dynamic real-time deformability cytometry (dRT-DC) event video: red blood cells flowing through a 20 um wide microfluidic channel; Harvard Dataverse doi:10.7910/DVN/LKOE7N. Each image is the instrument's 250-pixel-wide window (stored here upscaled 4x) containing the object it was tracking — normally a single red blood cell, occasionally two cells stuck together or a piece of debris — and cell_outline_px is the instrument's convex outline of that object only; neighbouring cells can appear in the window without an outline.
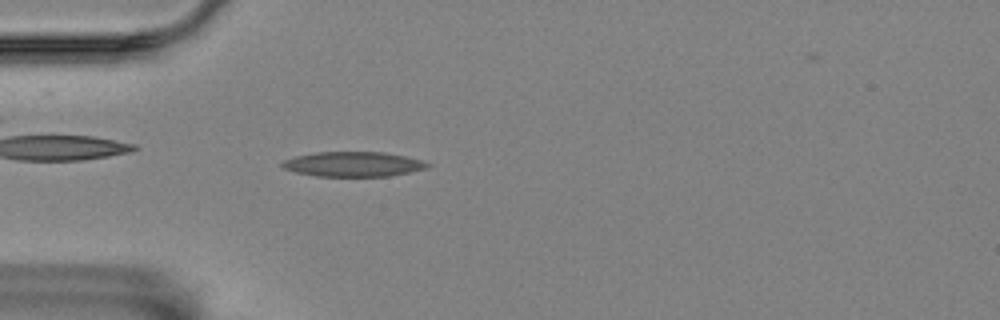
{"species": "Egyptian fruit bat (a non-hibernating species)", "species_latin": "Rousettus aegyptiacus", "temperature_condition": "room temperature", "stored_images_in_passage": 3, "camera_frame_rate_fps": 3000, "um_per_image_px": 0.085, "animal": {"sex": "female"}, "frame": {"image": 1, "passage_image": 2, "time_ms": 0.333, "image_size_px": [1000, 320], "cell_outline_px": [[432, 164], [428, 168], [388, 176], [316, 176], [296, 172], [280, 168], [280, 164], [284, 160], [296, 156], [316, 152], [384, 152], [404, 156], [420, 160]], "centroid_in_image_um": [29.99, 13.95], "position_along_channel_um": 55.0, "area_um2": 20.98}}